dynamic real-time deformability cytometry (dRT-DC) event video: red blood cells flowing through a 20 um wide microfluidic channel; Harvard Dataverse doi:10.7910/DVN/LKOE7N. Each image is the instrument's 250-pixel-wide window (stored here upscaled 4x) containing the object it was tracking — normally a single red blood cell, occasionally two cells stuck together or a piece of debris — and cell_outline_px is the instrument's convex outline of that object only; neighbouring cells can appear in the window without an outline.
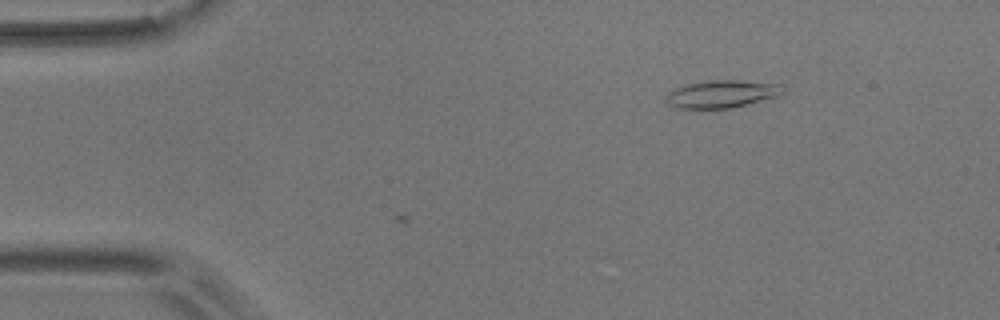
{"species": "common noctule bat (a hibernating species)", "species_latin": "Nyctalus noctula", "temperature_condition": "room temperature", "stored_images_in_passage": 3, "camera_frame_rate_fps": 3000, "um_per_image_px": 0.085, "animal": {"sex": "male", "body_mass_g": 17.9}, "frame": {"image": 1, "passage_image": 1, "time_ms": 0.0, "image_size_px": [1000, 320], "cell_outline_px": [[784, 92], [780, 96], [732, 108], [700, 112], [676, 108], [668, 104], [668, 92], [676, 88], [688, 84], [712, 80], [740, 80], [780, 84]], "centroid_in_image_um": [61.33, 8.04], "position_along_channel_um": 23.7, "area_um2": 19.42}}